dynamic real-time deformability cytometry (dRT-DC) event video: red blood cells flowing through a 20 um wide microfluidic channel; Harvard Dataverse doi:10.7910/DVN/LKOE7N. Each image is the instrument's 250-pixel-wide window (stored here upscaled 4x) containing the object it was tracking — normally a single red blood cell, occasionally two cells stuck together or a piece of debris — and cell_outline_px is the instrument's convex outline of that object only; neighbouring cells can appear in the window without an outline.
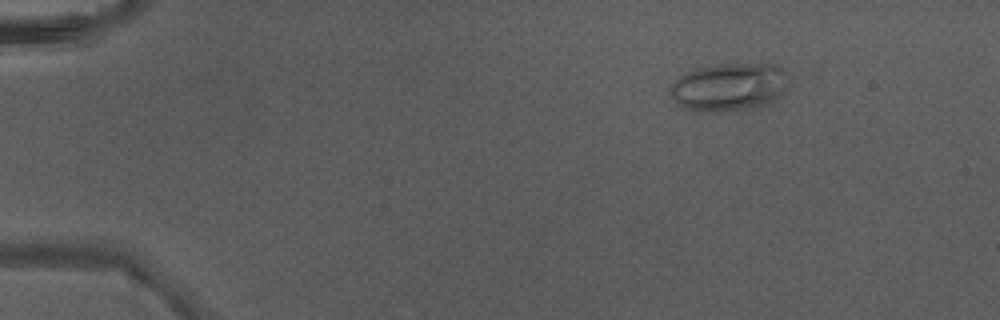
{"species": "Egyptian fruit bat (a non-hibernating species)", "species_latin": "Rousettus aegyptiacus", "temperature_condition": "warm", "stored_images_in_passage": 5, "camera_frame_rate_fps": 3000, "um_per_image_px": 0.085, "animal": {"sex": "male"}, "frame": {"image": 1, "passage_image": 3, "time_ms": 0.667, "image_size_px": [1000, 320], "cell_outline_px": [[788, 88], [780, 96], [764, 104], [752, 108], [684, 108], [668, 92], [668, 88], [680, 76], [696, 68], [720, 64], [776, 64], [784, 68], [788, 72]], "centroid_in_image_um": [62.06, 7.31], "position_along_channel_um": 22.9, "area_um2": 32.08}}